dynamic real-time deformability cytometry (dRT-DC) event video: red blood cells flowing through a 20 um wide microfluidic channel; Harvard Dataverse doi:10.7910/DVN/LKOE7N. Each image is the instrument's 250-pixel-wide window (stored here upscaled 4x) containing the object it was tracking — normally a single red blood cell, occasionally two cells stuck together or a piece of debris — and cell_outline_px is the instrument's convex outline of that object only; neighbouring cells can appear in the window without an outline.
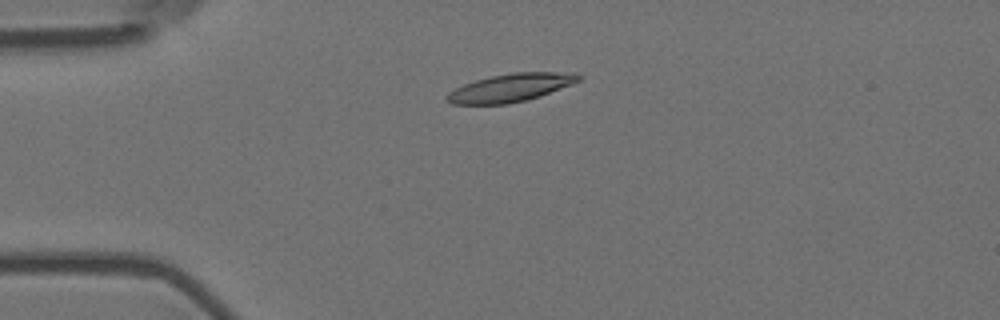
{"species": "Egyptian fruit bat (a non-hibernating species)", "species_latin": "Rousettus aegyptiacus", "temperature_condition": "room temperature", "stored_images_in_passage": 4, "camera_frame_rate_fps": 3000, "um_per_image_px": 0.085, "animal": {"sex": "female"}, "frame": {"image": 1, "passage_image": 2, "time_ms": 0.333, "image_size_px": [1000, 320], "cell_outline_px": [[580, 80], [572, 84], [540, 96], [528, 100], [508, 104], [452, 104], [444, 100], [444, 96], [448, 92], [464, 84], [476, 80], [492, 76], [512, 72], [576, 72], [580, 76]], "centroid_in_image_um": [43.38, 7.46], "position_along_channel_um": 41.6, "area_um2": 21.62}}
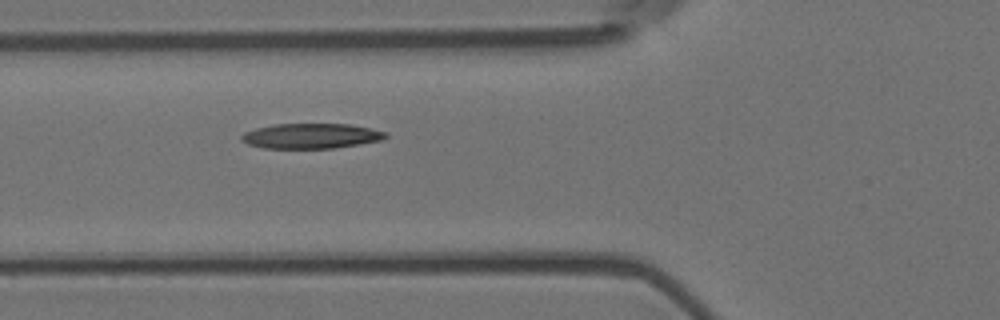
{"frame": {"image": 2, "passage_image": 4, "time_ms": 1.0, "image_size_px": [1000, 320], "cell_outline_px": [[388, 136], [384, 140], [360, 144], [332, 148], [264, 148], [248, 144], [240, 140], [240, 136], [244, 132], [256, 128], [276, 124], [348, 124], [388, 132]], "centroid_in_image_um": [26.45, 11.56], "position_along_channel_um": 99.4, "area_um2": 21.1}}